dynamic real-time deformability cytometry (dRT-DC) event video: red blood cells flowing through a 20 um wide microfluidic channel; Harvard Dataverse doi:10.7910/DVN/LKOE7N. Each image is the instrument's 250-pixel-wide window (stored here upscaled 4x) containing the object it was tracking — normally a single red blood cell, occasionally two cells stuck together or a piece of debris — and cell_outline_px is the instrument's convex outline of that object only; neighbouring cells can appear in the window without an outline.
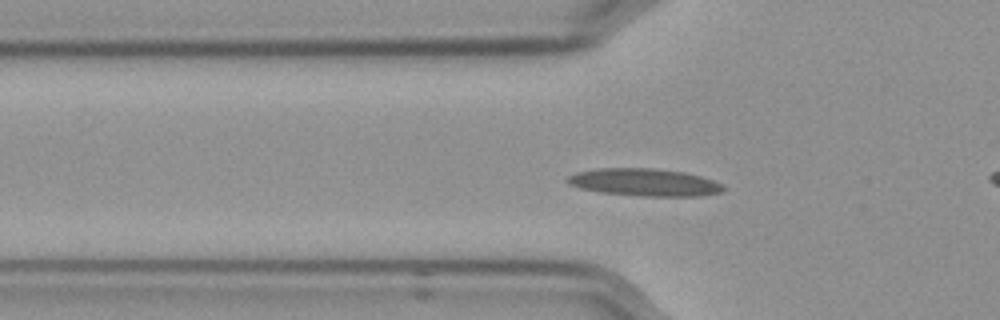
{"species": "Egyptian fruit bat (a non-hibernating species)", "species_latin": "Rousettus aegyptiacus", "temperature_condition": "cold", "stored_images_in_passage": 44, "camera_frame_rate_fps": 3000, "um_per_image_px": 0.085, "frame": {"image": 1, "passage_image": 5, "time_ms": 1.333, "image_size_px": [1000, 320], "cell_outline_px": [[724, 192], [696, 196], [644, 196], [600, 192], [580, 188], [568, 184], [564, 180], [568, 176], [576, 172], [600, 168], [652, 168], [684, 172], [700, 176], [724, 184]], "centroid_in_image_um": [54.76, 15.49], "position_along_channel_um": 71.0, "area_um2": 24.97}}
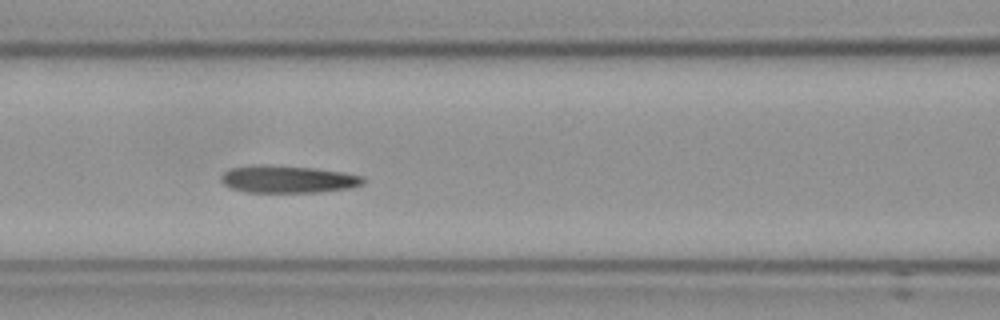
{"frame": {"image": 2, "passage_image": 11, "time_ms": 3.333, "image_size_px": [1000, 320], "cell_outline_px": [[364, 184], [348, 188], [320, 192], [248, 192], [232, 188], [224, 184], [220, 180], [220, 176], [228, 168], [252, 164], [268, 164], [316, 168], [340, 172], [360, 176], [364, 180]], "centroid_in_image_um": [24.39, 15.21], "position_along_channel_um": 142.2, "area_um2": 22.77}}
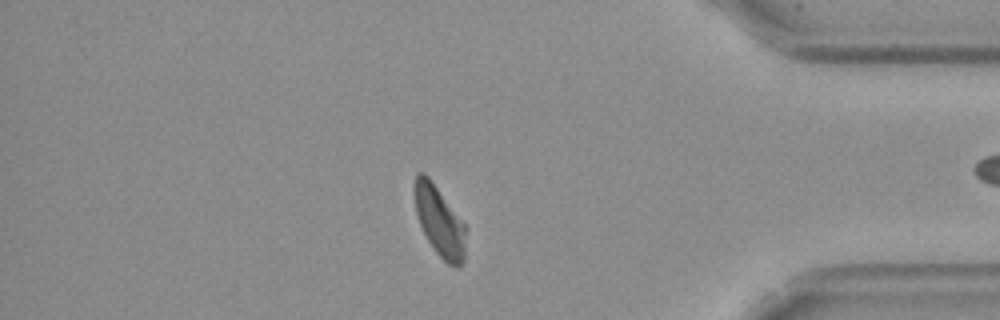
{"frame": {"image": 3, "passage_image": 35, "time_ms": 11.333, "image_size_px": [1000, 320], "cell_outline_px": [[468, 228], [464, 260], [460, 268], [456, 268], [448, 264], [436, 252], [428, 240], [420, 224], [416, 212], [412, 192], [412, 188], [416, 176], [420, 172], [424, 172], [428, 176]], "centroid_in_image_um": [37.37, 18.82], "position_along_channel_um": 397.8, "area_um2": 21.27}, "authors_computed_cell_mechanics": {"area_um2": 22.3975, "velocity_mm_per_s": 3.5413, "shape_relaxation_time_tau1_ms": 7.1622, "shape_relaxation_time_tau2_ms": 1.892, "deformation_change_tau1": 0.208, "deformation_change_tau2": 0.0995}}